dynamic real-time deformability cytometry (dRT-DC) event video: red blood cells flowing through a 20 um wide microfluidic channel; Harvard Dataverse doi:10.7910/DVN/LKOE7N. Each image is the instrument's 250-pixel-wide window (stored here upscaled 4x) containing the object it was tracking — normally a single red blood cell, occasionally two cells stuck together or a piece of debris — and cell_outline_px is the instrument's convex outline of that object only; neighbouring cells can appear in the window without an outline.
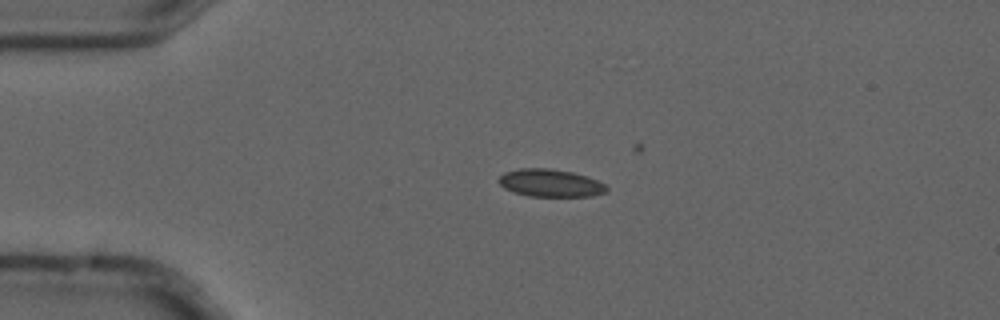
{"species": "common noctule bat (a hibernating species)", "species_latin": "Nyctalus noctula", "temperature_condition": "cold", "stored_images_in_passage": 3, "camera_frame_rate_fps": 3000, "um_per_image_px": 0.085, "animal": {"sex": "male", "forearm_length_mm": 52.5}, "frame": {"image": 1, "passage_image": 2, "time_ms": 0.333, "image_size_px": [1000, 320], "cell_outline_px": [[608, 192], [592, 196], [528, 196], [504, 188], [496, 180], [504, 172], [520, 168], [548, 168], [572, 172], [596, 180], [604, 184], [608, 188]], "centroid_in_image_um": [46.76, 15.55], "position_along_channel_um": 38.2, "area_um2": 17.28}}